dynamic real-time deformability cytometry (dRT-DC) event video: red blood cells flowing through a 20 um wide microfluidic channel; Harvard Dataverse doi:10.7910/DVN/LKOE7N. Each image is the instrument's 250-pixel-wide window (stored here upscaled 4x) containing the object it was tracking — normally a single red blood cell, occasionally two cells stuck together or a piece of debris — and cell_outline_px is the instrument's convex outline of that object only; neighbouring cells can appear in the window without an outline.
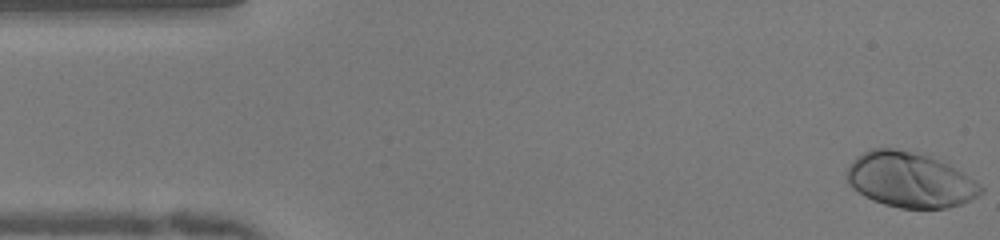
{"species": "human", "species_latin": "Homo sapiens", "temperature_condition": "warm", "stored_images_in_passage": 50, "camera_frame_rate_fps": 3000, "um_per_image_px": 0.085, "donor": {"sex": "female"}, "frame": {"image": 1, "passage_image": 1, "time_ms": 0.0, "image_size_px": [1000, 240], "cell_outline_px": [[984, 192], [960, 204], [948, 208], [900, 208], [884, 204], [872, 200], [864, 196], [852, 188], [848, 184], [848, 164], [856, 156], [872, 148], [892, 148], [912, 152], [928, 156], [948, 164], [964, 172], [980, 184], [984, 188]], "centroid_in_image_um": [77.34, 15.29], "position_along_channel_um": 7.7, "area_um2": 42.95}}
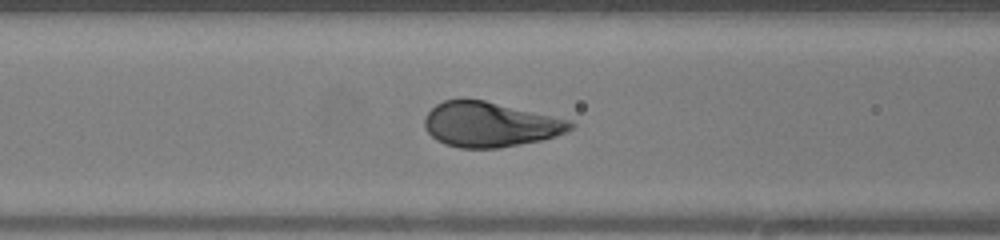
{"frame": {"image": 2, "passage_image": 19, "time_ms": 6.0, "image_size_px": [1000, 240], "cell_outline_px": [[576, 124], [568, 132], [556, 136], [540, 140], [500, 148], [460, 148], [444, 144], [436, 140], [424, 128], [424, 120], [428, 112], [436, 104], [444, 100], [484, 100], [572, 120]], "centroid_in_image_um": [41.67, 10.59], "position_along_channel_um": 124.9, "area_um2": 38.21}}
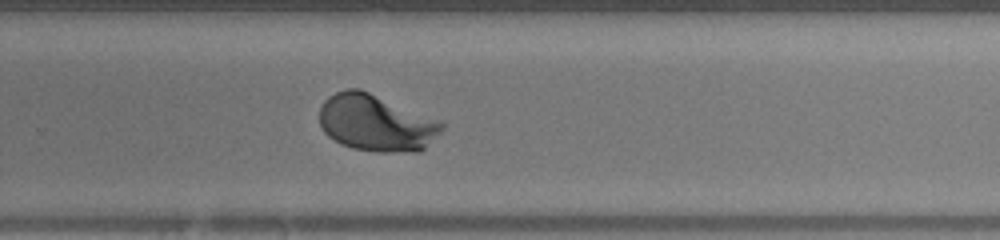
{"frame": {"image": 3, "passage_image": 32, "time_ms": 10.333, "image_size_px": [1000, 240], "cell_outline_px": [[444, 128], [420, 152], [380, 152], [352, 148], [340, 144], [328, 136], [324, 132], [320, 124], [320, 108], [324, 100], [328, 96], [336, 92], [348, 88], [360, 88], [440, 120], [444, 124]], "centroid_in_image_um": [31.96, 10.44], "position_along_channel_um": 297.8, "area_um2": 40.58}}